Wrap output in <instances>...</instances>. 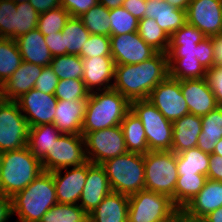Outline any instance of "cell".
Here are the masks:
<instances>
[{"mask_svg":"<svg viewBox=\"0 0 222 222\" xmlns=\"http://www.w3.org/2000/svg\"><path fill=\"white\" fill-rule=\"evenodd\" d=\"M109 13L110 9L98 3L79 18L90 34L111 36Z\"/></svg>","mask_w":222,"mask_h":222,"instance_id":"cell-36","label":"cell"},{"mask_svg":"<svg viewBox=\"0 0 222 222\" xmlns=\"http://www.w3.org/2000/svg\"><path fill=\"white\" fill-rule=\"evenodd\" d=\"M148 100L171 122L189 114L180 89V80L169 76L151 91Z\"/></svg>","mask_w":222,"mask_h":222,"instance_id":"cell-12","label":"cell"},{"mask_svg":"<svg viewBox=\"0 0 222 222\" xmlns=\"http://www.w3.org/2000/svg\"><path fill=\"white\" fill-rule=\"evenodd\" d=\"M59 78L50 66L43 67L40 76L36 80L34 88L46 94H55Z\"/></svg>","mask_w":222,"mask_h":222,"instance_id":"cell-46","label":"cell"},{"mask_svg":"<svg viewBox=\"0 0 222 222\" xmlns=\"http://www.w3.org/2000/svg\"><path fill=\"white\" fill-rule=\"evenodd\" d=\"M206 79L215 95L218 107H222V66L214 65L207 69Z\"/></svg>","mask_w":222,"mask_h":222,"instance_id":"cell-47","label":"cell"},{"mask_svg":"<svg viewBox=\"0 0 222 222\" xmlns=\"http://www.w3.org/2000/svg\"><path fill=\"white\" fill-rule=\"evenodd\" d=\"M122 7L132 14L137 20L144 18L146 0H124Z\"/></svg>","mask_w":222,"mask_h":222,"instance_id":"cell-53","label":"cell"},{"mask_svg":"<svg viewBox=\"0 0 222 222\" xmlns=\"http://www.w3.org/2000/svg\"><path fill=\"white\" fill-rule=\"evenodd\" d=\"M79 56L82 59L111 56L110 36L90 34Z\"/></svg>","mask_w":222,"mask_h":222,"instance_id":"cell-43","label":"cell"},{"mask_svg":"<svg viewBox=\"0 0 222 222\" xmlns=\"http://www.w3.org/2000/svg\"><path fill=\"white\" fill-rule=\"evenodd\" d=\"M86 106L87 100H58L54 126L64 134L81 135Z\"/></svg>","mask_w":222,"mask_h":222,"instance_id":"cell-22","label":"cell"},{"mask_svg":"<svg viewBox=\"0 0 222 222\" xmlns=\"http://www.w3.org/2000/svg\"><path fill=\"white\" fill-rule=\"evenodd\" d=\"M22 61L16 41L0 38V86L11 77Z\"/></svg>","mask_w":222,"mask_h":222,"instance_id":"cell-33","label":"cell"},{"mask_svg":"<svg viewBox=\"0 0 222 222\" xmlns=\"http://www.w3.org/2000/svg\"><path fill=\"white\" fill-rule=\"evenodd\" d=\"M2 100V92H1V86H0V101Z\"/></svg>","mask_w":222,"mask_h":222,"instance_id":"cell-63","label":"cell"},{"mask_svg":"<svg viewBox=\"0 0 222 222\" xmlns=\"http://www.w3.org/2000/svg\"><path fill=\"white\" fill-rule=\"evenodd\" d=\"M198 61L207 70L214 66L212 37H206L197 44Z\"/></svg>","mask_w":222,"mask_h":222,"instance_id":"cell-49","label":"cell"},{"mask_svg":"<svg viewBox=\"0 0 222 222\" xmlns=\"http://www.w3.org/2000/svg\"><path fill=\"white\" fill-rule=\"evenodd\" d=\"M111 192L104 167L87 161L86 182L79 199L81 202L78 205L89 215Z\"/></svg>","mask_w":222,"mask_h":222,"instance_id":"cell-17","label":"cell"},{"mask_svg":"<svg viewBox=\"0 0 222 222\" xmlns=\"http://www.w3.org/2000/svg\"><path fill=\"white\" fill-rule=\"evenodd\" d=\"M186 16L206 37L222 33V0H191Z\"/></svg>","mask_w":222,"mask_h":222,"instance_id":"cell-15","label":"cell"},{"mask_svg":"<svg viewBox=\"0 0 222 222\" xmlns=\"http://www.w3.org/2000/svg\"><path fill=\"white\" fill-rule=\"evenodd\" d=\"M28 2L39 14L61 7V0H28Z\"/></svg>","mask_w":222,"mask_h":222,"instance_id":"cell-54","label":"cell"},{"mask_svg":"<svg viewBox=\"0 0 222 222\" xmlns=\"http://www.w3.org/2000/svg\"><path fill=\"white\" fill-rule=\"evenodd\" d=\"M11 1H13L15 4H17V3L25 2V1H28V0H11Z\"/></svg>","mask_w":222,"mask_h":222,"instance_id":"cell-62","label":"cell"},{"mask_svg":"<svg viewBox=\"0 0 222 222\" xmlns=\"http://www.w3.org/2000/svg\"><path fill=\"white\" fill-rule=\"evenodd\" d=\"M145 189L169 196L175 204L178 179L176 153L148 151L144 154Z\"/></svg>","mask_w":222,"mask_h":222,"instance_id":"cell-7","label":"cell"},{"mask_svg":"<svg viewBox=\"0 0 222 222\" xmlns=\"http://www.w3.org/2000/svg\"><path fill=\"white\" fill-rule=\"evenodd\" d=\"M44 37L46 45L48 46V49L53 57L64 55V42L61 32L53 33Z\"/></svg>","mask_w":222,"mask_h":222,"instance_id":"cell-51","label":"cell"},{"mask_svg":"<svg viewBox=\"0 0 222 222\" xmlns=\"http://www.w3.org/2000/svg\"><path fill=\"white\" fill-rule=\"evenodd\" d=\"M144 18H153L169 36L187 23L186 11L171 6L165 0H146Z\"/></svg>","mask_w":222,"mask_h":222,"instance_id":"cell-21","label":"cell"},{"mask_svg":"<svg viewBox=\"0 0 222 222\" xmlns=\"http://www.w3.org/2000/svg\"><path fill=\"white\" fill-rule=\"evenodd\" d=\"M81 135L85 140L87 161L93 164H102L128 152L120 125L93 132H81Z\"/></svg>","mask_w":222,"mask_h":222,"instance_id":"cell-10","label":"cell"},{"mask_svg":"<svg viewBox=\"0 0 222 222\" xmlns=\"http://www.w3.org/2000/svg\"><path fill=\"white\" fill-rule=\"evenodd\" d=\"M137 32L144 42L151 45L158 52H168L170 36L159 27L153 18L138 20Z\"/></svg>","mask_w":222,"mask_h":222,"instance_id":"cell-34","label":"cell"},{"mask_svg":"<svg viewBox=\"0 0 222 222\" xmlns=\"http://www.w3.org/2000/svg\"><path fill=\"white\" fill-rule=\"evenodd\" d=\"M70 14L63 7H57L39 15L37 29L43 36L61 32Z\"/></svg>","mask_w":222,"mask_h":222,"instance_id":"cell-40","label":"cell"},{"mask_svg":"<svg viewBox=\"0 0 222 222\" xmlns=\"http://www.w3.org/2000/svg\"><path fill=\"white\" fill-rule=\"evenodd\" d=\"M22 60L43 67L49 66L53 56L46 45L45 37L38 30H32L15 39Z\"/></svg>","mask_w":222,"mask_h":222,"instance_id":"cell-24","label":"cell"},{"mask_svg":"<svg viewBox=\"0 0 222 222\" xmlns=\"http://www.w3.org/2000/svg\"><path fill=\"white\" fill-rule=\"evenodd\" d=\"M212 154L222 156V138L216 143L215 149Z\"/></svg>","mask_w":222,"mask_h":222,"instance_id":"cell-61","label":"cell"},{"mask_svg":"<svg viewBox=\"0 0 222 222\" xmlns=\"http://www.w3.org/2000/svg\"><path fill=\"white\" fill-rule=\"evenodd\" d=\"M11 199L12 214L18 216V222H40L42 216L58 203L52 173L43 171Z\"/></svg>","mask_w":222,"mask_h":222,"instance_id":"cell-2","label":"cell"},{"mask_svg":"<svg viewBox=\"0 0 222 222\" xmlns=\"http://www.w3.org/2000/svg\"><path fill=\"white\" fill-rule=\"evenodd\" d=\"M207 179L222 182V156L211 154Z\"/></svg>","mask_w":222,"mask_h":222,"instance_id":"cell-52","label":"cell"},{"mask_svg":"<svg viewBox=\"0 0 222 222\" xmlns=\"http://www.w3.org/2000/svg\"><path fill=\"white\" fill-rule=\"evenodd\" d=\"M211 154L198 147L184 150L176 154L178 176L184 174H203L207 176Z\"/></svg>","mask_w":222,"mask_h":222,"instance_id":"cell-30","label":"cell"},{"mask_svg":"<svg viewBox=\"0 0 222 222\" xmlns=\"http://www.w3.org/2000/svg\"><path fill=\"white\" fill-rule=\"evenodd\" d=\"M88 218L78 204L57 203L42 216L40 222H88Z\"/></svg>","mask_w":222,"mask_h":222,"instance_id":"cell-38","label":"cell"},{"mask_svg":"<svg viewBox=\"0 0 222 222\" xmlns=\"http://www.w3.org/2000/svg\"><path fill=\"white\" fill-rule=\"evenodd\" d=\"M62 170H65L64 176ZM57 202L60 204H79V199L87 177V162L83 165L59 169L51 172Z\"/></svg>","mask_w":222,"mask_h":222,"instance_id":"cell-16","label":"cell"},{"mask_svg":"<svg viewBox=\"0 0 222 222\" xmlns=\"http://www.w3.org/2000/svg\"><path fill=\"white\" fill-rule=\"evenodd\" d=\"M177 222H211L207 216L189 214L184 208L178 211Z\"/></svg>","mask_w":222,"mask_h":222,"instance_id":"cell-57","label":"cell"},{"mask_svg":"<svg viewBox=\"0 0 222 222\" xmlns=\"http://www.w3.org/2000/svg\"><path fill=\"white\" fill-rule=\"evenodd\" d=\"M178 211L167 195L144 189L129 196L128 222H177Z\"/></svg>","mask_w":222,"mask_h":222,"instance_id":"cell-6","label":"cell"},{"mask_svg":"<svg viewBox=\"0 0 222 222\" xmlns=\"http://www.w3.org/2000/svg\"><path fill=\"white\" fill-rule=\"evenodd\" d=\"M16 101L29 127L53 124L58 102L55 95L32 88Z\"/></svg>","mask_w":222,"mask_h":222,"instance_id":"cell-14","label":"cell"},{"mask_svg":"<svg viewBox=\"0 0 222 222\" xmlns=\"http://www.w3.org/2000/svg\"><path fill=\"white\" fill-rule=\"evenodd\" d=\"M129 110L130 102L113 88L91 92L87 99L82 132L121 125Z\"/></svg>","mask_w":222,"mask_h":222,"instance_id":"cell-4","label":"cell"},{"mask_svg":"<svg viewBox=\"0 0 222 222\" xmlns=\"http://www.w3.org/2000/svg\"><path fill=\"white\" fill-rule=\"evenodd\" d=\"M207 180L203 174H184L178 176L175 186V206L183 209L202 190Z\"/></svg>","mask_w":222,"mask_h":222,"instance_id":"cell-32","label":"cell"},{"mask_svg":"<svg viewBox=\"0 0 222 222\" xmlns=\"http://www.w3.org/2000/svg\"><path fill=\"white\" fill-rule=\"evenodd\" d=\"M165 1L177 9L186 11L191 0H165Z\"/></svg>","mask_w":222,"mask_h":222,"instance_id":"cell-58","label":"cell"},{"mask_svg":"<svg viewBox=\"0 0 222 222\" xmlns=\"http://www.w3.org/2000/svg\"><path fill=\"white\" fill-rule=\"evenodd\" d=\"M120 126L128 152L146 154L149 151L143 124L131 110L127 112Z\"/></svg>","mask_w":222,"mask_h":222,"instance_id":"cell-28","label":"cell"},{"mask_svg":"<svg viewBox=\"0 0 222 222\" xmlns=\"http://www.w3.org/2000/svg\"><path fill=\"white\" fill-rule=\"evenodd\" d=\"M169 77L176 80L206 78L207 70L196 58H168Z\"/></svg>","mask_w":222,"mask_h":222,"instance_id":"cell-35","label":"cell"},{"mask_svg":"<svg viewBox=\"0 0 222 222\" xmlns=\"http://www.w3.org/2000/svg\"><path fill=\"white\" fill-rule=\"evenodd\" d=\"M168 76V55L157 52L138 64L115 65L112 88L129 102L148 99L151 91Z\"/></svg>","mask_w":222,"mask_h":222,"instance_id":"cell-1","label":"cell"},{"mask_svg":"<svg viewBox=\"0 0 222 222\" xmlns=\"http://www.w3.org/2000/svg\"><path fill=\"white\" fill-rule=\"evenodd\" d=\"M202 132L198 136L197 147L212 154L216 143L222 138V107H217L207 115L201 116Z\"/></svg>","mask_w":222,"mask_h":222,"instance_id":"cell-27","label":"cell"},{"mask_svg":"<svg viewBox=\"0 0 222 222\" xmlns=\"http://www.w3.org/2000/svg\"><path fill=\"white\" fill-rule=\"evenodd\" d=\"M43 66L22 61L18 69L1 86L2 99L16 101L34 88Z\"/></svg>","mask_w":222,"mask_h":222,"instance_id":"cell-20","label":"cell"},{"mask_svg":"<svg viewBox=\"0 0 222 222\" xmlns=\"http://www.w3.org/2000/svg\"><path fill=\"white\" fill-rule=\"evenodd\" d=\"M205 38L206 36L198 28L186 23L170 36L169 46L197 45Z\"/></svg>","mask_w":222,"mask_h":222,"instance_id":"cell-45","label":"cell"},{"mask_svg":"<svg viewBox=\"0 0 222 222\" xmlns=\"http://www.w3.org/2000/svg\"><path fill=\"white\" fill-rule=\"evenodd\" d=\"M212 37L214 65L222 66V33Z\"/></svg>","mask_w":222,"mask_h":222,"instance_id":"cell-56","label":"cell"},{"mask_svg":"<svg viewBox=\"0 0 222 222\" xmlns=\"http://www.w3.org/2000/svg\"><path fill=\"white\" fill-rule=\"evenodd\" d=\"M29 124L17 101H0V153L25 148L29 136Z\"/></svg>","mask_w":222,"mask_h":222,"instance_id":"cell-9","label":"cell"},{"mask_svg":"<svg viewBox=\"0 0 222 222\" xmlns=\"http://www.w3.org/2000/svg\"><path fill=\"white\" fill-rule=\"evenodd\" d=\"M129 196L111 192L88 215V222H128Z\"/></svg>","mask_w":222,"mask_h":222,"instance_id":"cell-25","label":"cell"},{"mask_svg":"<svg viewBox=\"0 0 222 222\" xmlns=\"http://www.w3.org/2000/svg\"><path fill=\"white\" fill-rule=\"evenodd\" d=\"M41 160L29 148L0 153V192L13 197L43 172Z\"/></svg>","mask_w":222,"mask_h":222,"instance_id":"cell-3","label":"cell"},{"mask_svg":"<svg viewBox=\"0 0 222 222\" xmlns=\"http://www.w3.org/2000/svg\"><path fill=\"white\" fill-rule=\"evenodd\" d=\"M130 110L141 120L149 151H171L173 124L148 100L130 102Z\"/></svg>","mask_w":222,"mask_h":222,"instance_id":"cell-8","label":"cell"},{"mask_svg":"<svg viewBox=\"0 0 222 222\" xmlns=\"http://www.w3.org/2000/svg\"><path fill=\"white\" fill-rule=\"evenodd\" d=\"M17 12L14 13V40L37 29L39 13L28 2L16 4Z\"/></svg>","mask_w":222,"mask_h":222,"instance_id":"cell-39","label":"cell"},{"mask_svg":"<svg viewBox=\"0 0 222 222\" xmlns=\"http://www.w3.org/2000/svg\"><path fill=\"white\" fill-rule=\"evenodd\" d=\"M12 215V199L0 192V222H7Z\"/></svg>","mask_w":222,"mask_h":222,"instance_id":"cell-55","label":"cell"},{"mask_svg":"<svg viewBox=\"0 0 222 222\" xmlns=\"http://www.w3.org/2000/svg\"><path fill=\"white\" fill-rule=\"evenodd\" d=\"M207 218L211 222H222V207H219L218 209L208 214Z\"/></svg>","mask_w":222,"mask_h":222,"instance_id":"cell-60","label":"cell"},{"mask_svg":"<svg viewBox=\"0 0 222 222\" xmlns=\"http://www.w3.org/2000/svg\"><path fill=\"white\" fill-rule=\"evenodd\" d=\"M180 89L190 114L204 116L218 107L206 78L180 80Z\"/></svg>","mask_w":222,"mask_h":222,"instance_id":"cell-18","label":"cell"},{"mask_svg":"<svg viewBox=\"0 0 222 222\" xmlns=\"http://www.w3.org/2000/svg\"><path fill=\"white\" fill-rule=\"evenodd\" d=\"M111 56L115 65L138 64L158 51L143 41L138 32L110 36Z\"/></svg>","mask_w":222,"mask_h":222,"instance_id":"cell-13","label":"cell"},{"mask_svg":"<svg viewBox=\"0 0 222 222\" xmlns=\"http://www.w3.org/2000/svg\"><path fill=\"white\" fill-rule=\"evenodd\" d=\"M124 0H99V4L105 6L107 9H113L122 6Z\"/></svg>","mask_w":222,"mask_h":222,"instance_id":"cell-59","label":"cell"},{"mask_svg":"<svg viewBox=\"0 0 222 222\" xmlns=\"http://www.w3.org/2000/svg\"><path fill=\"white\" fill-rule=\"evenodd\" d=\"M173 124L172 150L176 154L197 147L198 136L202 132L201 116L187 114L176 119Z\"/></svg>","mask_w":222,"mask_h":222,"instance_id":"cell-23","label":"cell"},{"mask_svg":"<svg viewBox=\"0 0 222 222\" xmlns=\"http://www.w3.org/2000/svg\"><path fill=\"white\" fill-rule=\"evenodd\" d=\"M82 80L91 93L112 89L115 74V63L112 56L83 58ZM112 80V81H111ZM112 82V83H111ZM103 86V88H102Z\"/></svg>","mask_w":222,"mask_h":222,"instance_id":"cell-19","label":"cell"},{"mask_svg":"<svg viewBox=\"0 0 222 222\" xmlns=\"http://www.w3.org/2000/svg\"><path fill=\"white\" fill-rule=\"evenodd\" d=\"M168 58H196L198 60L197 45L169 46Z\"/></svg>","mask_w":222,"mask_h":222,"instance_id":"cell-50","label":"cell"},{"mask_svg":"<svg viewBox=\"0 0 222 222\" xmlns=\"http://www.w3.org/2000/svg\"><path fill=\"white\" fill-rule=\"evenodd\" d=\"M61 134L54 124L30 127L27 147L34 156L42 160L47 153L50 152L54 141H56Z\"/></svg>","mask_w":222,"mask_h":222,"instance_id":"cell-29","label":"cell"},{"mask_svg":"<svg viewBox=\"0 0 222 222\" xmlns=\"http://www.w3.org/2000/svg\"><path fill=\"white\" fill-rule=\"evenodd\" d=\"M98 3L99 0H61V7L68 11L70 16L80 17Z\"/></svg>","mask_w":222,"mask_h":222,"instance_id":"cell-48","label":"cell"},{"mask_svg":"<svg viewBox=\"0 0 222 222\" xmlns=\"http://www.w3.org/2000/svg\"><path fill=\"white\" fill-rule=\"evenodd\" d=\"M112 192L127 196L145 189L144 154L127 152L101 164Z\"/></svg>","mask_w":222,"mask_h":222,"instance_id":"cell-5","label":"cell"},{"mask_svg":"<svg viewBox=\"0 0 222 222\" xmlns=\"http://www.w3.org/2000/svg\"><path fill=\"white\" fill-rule=\"evenodd\" d=\"M111 36L137 32L138 20L122 6L110 9Z\"/></svg>","mask_w":222,"mask_h":222,"instance_id":"cell-41","label":"cell"},{"mask_svg":"<svg viewBox=\"0 0 222 222\" xmlns=\"http://www.w3.org/2000/svg\"><path fill=\"white\" fill-rule=\"evenodd\" d=\"M222 207V182L207 179L202 190L184 209L189 214L207 216Z\"/></svg>","mask_w":222,"mask_h":222,"instance_id":"cell-26","label":"cell"},{"mask_svg":"<svg viewBox=\"0 0 222 222\" xmlns=\"http://www.w3.org/2000/svg\"><path fill=\"white\" fill-rule=\"evenodd\" d=\"M86 162L84 137L64 133L54 141L50 152L41 160L43 170L49 172L80 166Z\"/></svg>","mask_w":222,"mask_h":222,"instance_id":"cell-11","label":"cell"},{"mask_svg":"<svg viewBox=\"0 0 222 222\" xmlns=\"http://www.w3.org/2000/svg\"><path fill=\"white\" fill-rule=\"evenodd\" d=\"M49 66L59 80L82 79L83 77V61L79 55L54 56Z\"/></svg>","mask_w":222,"mask_h":222,"instance_id":"cell-37","label":"cell"},{"mask_svg":"<svg viewBox=\"0 0 222 222\" xmlns=\"http://www.w3.org/2000/svg\"><path fill=\"white\" fill-rule=\"evenodd\" d=\"M64 42V55H79L82 47L90 36L79 17L68 19L66 25L61 31Z\"/></svg>","mask_w":222,"mask_h":222,"instance_id":"cell-31","label":"cell"},{"mask_svg":"<svg viewBox=\"0 0 222 222\" xmlns=\"http://www.w3.org/2000/svg\"><path fill=\"white\" fill-rule=\"evenodd\" d=\"M90 92L86 89V86L82 79H61L59 80L55 97L57 100H87Z\"/></svg>","mask_w":222,"mask_h":222,"instance_id":"cell-42","label":"cell"},{"mask_svg":"<svg viewBox=\"0 0 222 222\" xmlns=\"http://www.w3.org/2000/svg\"><path fill=\"white\" fill-rule=\"evenodd\" d=\"M16 4L11 0H0V38L14 40V13Z\"/></svg>","mask_w":222,"mask_h":222,"instance_id":"cell-44","label":"cell"}]
</instances>
